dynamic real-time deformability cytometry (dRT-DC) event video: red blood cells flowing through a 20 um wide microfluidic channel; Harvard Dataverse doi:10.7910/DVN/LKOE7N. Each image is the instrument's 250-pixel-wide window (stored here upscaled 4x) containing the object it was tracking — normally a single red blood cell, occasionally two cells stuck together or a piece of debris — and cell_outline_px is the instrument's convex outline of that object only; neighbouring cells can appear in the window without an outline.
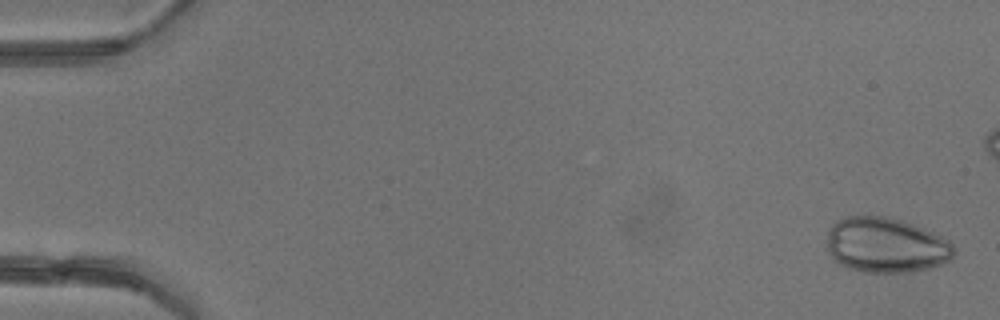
{"species": "common noctule bat (a hibernating species)", "species_latin": "Nyctalus noctula", "temperature_condition": "warm", "stored_images_in_passage": 5, "camera_frame_rate_fps": 3000, "um_per_image_px": 0.085, "animal": {"sex": "female"}, "frame": {"image": 1, "passage_image": 1, "time_ms": 0.0, "image_size_px": [1000, 320], "cell_outline_px": [[956, 252], [948, 260], [940, 264], [928, 268], [908, 272], [864, 272], [848, 268], [832, 260], [828, 252], [828, 232], [832, 224], [836, 220], [844, 216], [888, 216], [904, 220], [924, 228], [948, 240], [952, 244]], "centroid_in_image_um": [75.27, 20.82], "position_along_channel_um": 9.7, "area_um2": 41.04}}